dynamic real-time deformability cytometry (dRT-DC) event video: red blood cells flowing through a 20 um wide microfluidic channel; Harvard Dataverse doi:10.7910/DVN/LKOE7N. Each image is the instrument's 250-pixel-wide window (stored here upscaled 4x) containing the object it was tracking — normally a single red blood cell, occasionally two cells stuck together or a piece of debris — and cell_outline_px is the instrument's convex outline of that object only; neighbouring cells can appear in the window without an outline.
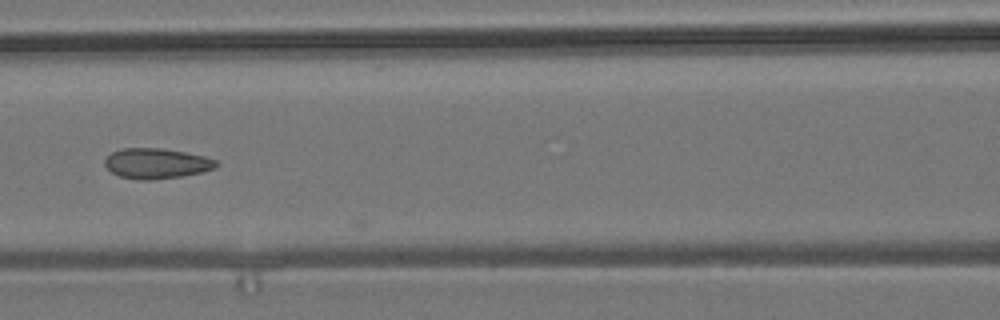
{"species": "common noctule bat (a hibernating species)", "species_latin": "Nyctalus noctula", "temperature_condition": "room temperature", "stored_images_in_passage": 7, "camera_frame_rate_fps": 3000, "um_per_image_px": 0.085, "animal": {"sex": "male", "body_mass_g": 19.2, "forearm_length_mm": 51.8}, "frame": {"image": 1, "passage_image": 6, "time_ms": 6.0, "image_size_px": [1000, 320], "cell_outline_px": [[220, 164], [216, 168], [200, 172], [180, 176], [152, 180], [140, 180], [120, 176], [112, 172], [104, 164], [104, 160], [112, 152], [120, 148], [164, 148], [204, 156], [216, 160]], "centroid_in_image_um": [13.3, 13.88], "position_along_channel_um": 153.3, "area_um2": 19.65}}